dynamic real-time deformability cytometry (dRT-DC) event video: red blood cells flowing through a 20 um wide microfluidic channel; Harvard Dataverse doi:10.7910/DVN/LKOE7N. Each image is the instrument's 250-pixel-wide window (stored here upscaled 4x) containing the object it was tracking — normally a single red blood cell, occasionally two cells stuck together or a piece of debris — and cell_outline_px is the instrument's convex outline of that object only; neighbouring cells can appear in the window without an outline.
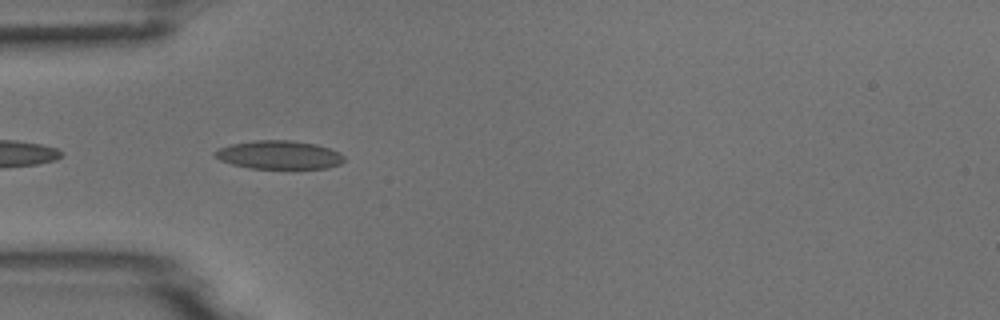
{"species": "common noctule bat (a hibernating species)", "species_latin": "Nyctalus noctula", "temperature_condition": "room temperature", "stored_images_in_passage": 9, "camera_frame_rate_fps": 3000, "um_per_image_px": 0.085, "animal": {"sex": "male", "body_mass_g": 18.8}, "frame": {"image": 1, "passage_image": 2, "time_ms": 0.333, "image_size_px": [1000, 320], "cell_outline_px": [[344, 160], [340, 164], [328, 168], [248, 168], [232, 164], [220, 160], [212, 152], [220, 148], [232, 144], [252, 140], [292, 140], [316, 144], [340, 152], [344, 156]], "centroid_in_image_um": [23.73, 13.16], "position_along_channel_um": 61.3, "area_um2": 21.39}}
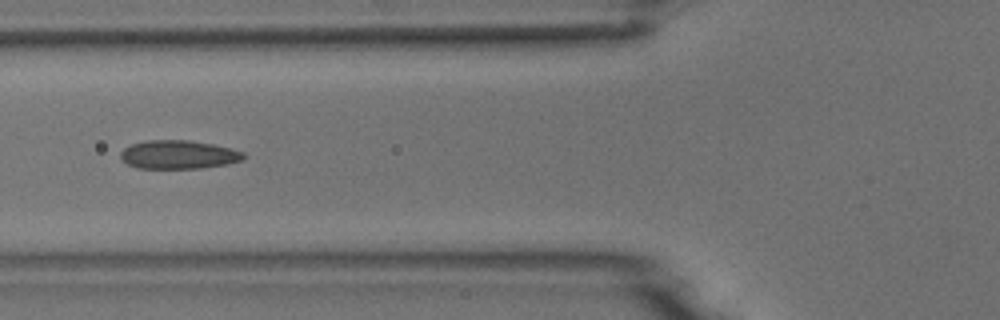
{"frame": {"image": 2, "passage_image": 6, "time_ms": 1.667, "image_size_px": [1000, 320], "cell_outline_px": [[248, 156], [244, 160], [228, 164], [200, 168], [136, 168], [128, 164], [120, 156], [120, 152], [124, 148], [132, 144], [144, 140], [188, 140], [212, 144], [244, 152]], "centroid_in_image_um": [15.2, 13.14], "position_along_channel_um": 110.6, "area_um2": 20.52}}